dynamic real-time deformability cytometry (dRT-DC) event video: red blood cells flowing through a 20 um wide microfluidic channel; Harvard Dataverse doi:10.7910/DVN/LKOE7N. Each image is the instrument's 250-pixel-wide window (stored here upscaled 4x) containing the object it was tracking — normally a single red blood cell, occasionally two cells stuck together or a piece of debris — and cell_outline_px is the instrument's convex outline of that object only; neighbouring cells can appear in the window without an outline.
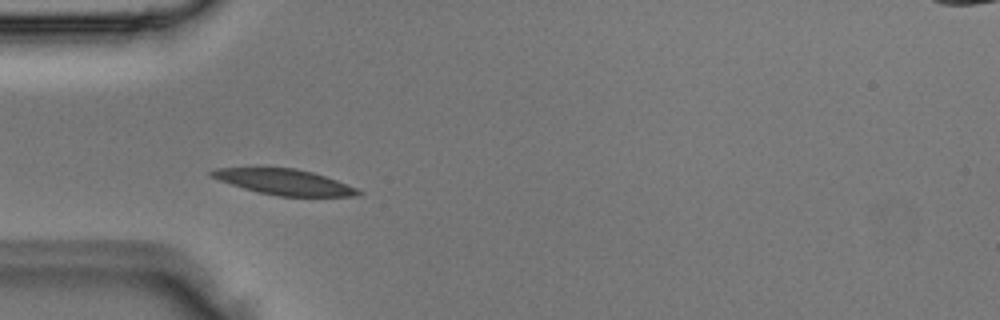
{"species": "Egyptian fruit bat (a non-hibernating species)", "species_latin": "Rousettus aegyptiacus", "temperature_condition": "room temperature", "stored_images_in_passage": 3, "camera_frame_rate_fps": 3000, "um_per_image_px": 0.085, "animal": {"sex": "male"}, "frame": {"image": 1, "passage_image": 3, "time_ms": 0.667, "image_size_px": [1000, 320], "cell_outline_px": [[364, 192], [360, 196], [280, 196], [260, 192], [244, 188], [208, 176], [208, 172], [216, 168], [296, 168], [312, 172], [336, 180], [356, 188]], "centroid_in_image_um": [24.18, 15.47], "position_along_channel_um": 60.8, "area_um2": 21.56}}